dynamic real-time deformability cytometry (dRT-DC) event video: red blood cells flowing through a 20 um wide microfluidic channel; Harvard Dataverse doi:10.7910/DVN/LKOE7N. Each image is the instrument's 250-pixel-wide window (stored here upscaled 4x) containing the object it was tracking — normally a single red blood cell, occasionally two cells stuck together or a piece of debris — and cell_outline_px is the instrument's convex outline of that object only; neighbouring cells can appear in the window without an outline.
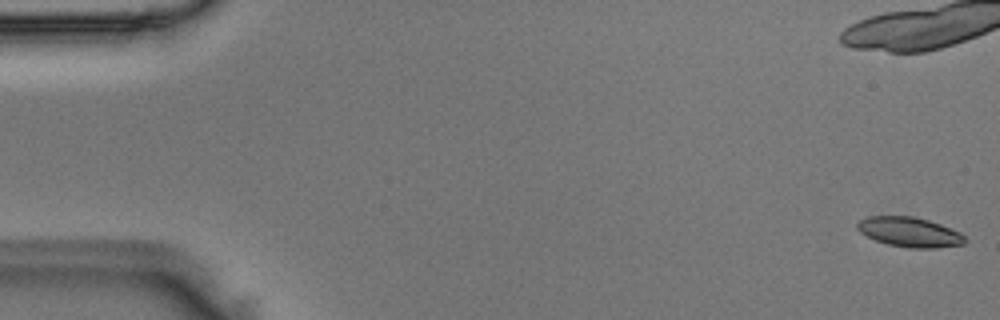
{"species": "Egyptian fruit bat (a non-hibernating species)", "species_latin": "Rousettus aegyptiacus", "temperature_condition": "room temperature", "stored_images_in_passage": 18, "camera_frame_rate_fps": 3000, "um_per_image_px": 0.085, "animal": {"sex": "male"}, "frame": {"image": 1, "passage_image": 1, "time_ms": 0.0, "image_size_px": [1000, 320], "cell_outline_px": [[968, 240], [964, 244], [936, 248], [912, 248], [888, 244], [876, 240], [860, 232], [856, 228], [856, 224], [860, 220], [868, 216], [912, 216], [928, 220], [940, 224], [960, 232]], "centroid_in_image_um": [77.33, 19.72], "position_along_channel_um": 7.7, "area_um2": 18.61}}